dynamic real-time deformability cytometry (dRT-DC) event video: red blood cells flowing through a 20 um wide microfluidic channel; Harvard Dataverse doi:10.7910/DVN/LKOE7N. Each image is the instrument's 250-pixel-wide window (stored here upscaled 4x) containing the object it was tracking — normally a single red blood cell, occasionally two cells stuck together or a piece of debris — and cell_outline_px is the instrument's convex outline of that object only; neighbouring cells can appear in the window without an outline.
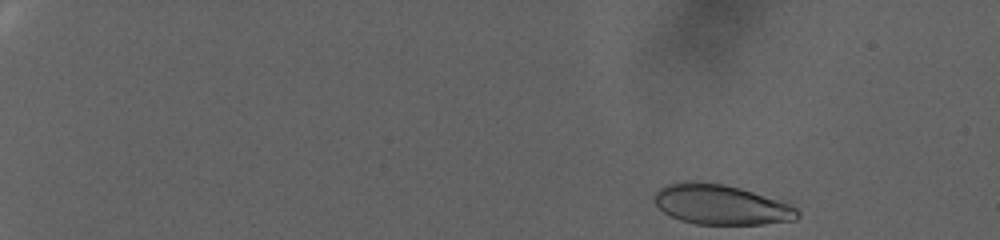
{"species": "human", "species_latin": "Homo sapiens", "temperature_condition": "warm", "stored_images_in_passage": 89, "camera_frame_rate_fps": 3000, "um_per_image_px": 0.085, "donor": {"sex": "female"}, "frame": {"image": 1, "passage_image": 1, "time_ms": 0.0, "image_size_px": [1000, 240], "cell_outline_px": [[800, 216], [796, 220], [764, 224], [696, 224], [680, 220], [664, 212], [652, 200], [656, 192], [660, 188], [668, 184], [684, 180], [696, 180], [724, 184], [792, 200], [800, 212]], "centroid_in_image_um": [61.42, 17.37], "position_along_channel_um": 23.6, "area_um2": 34.56}}
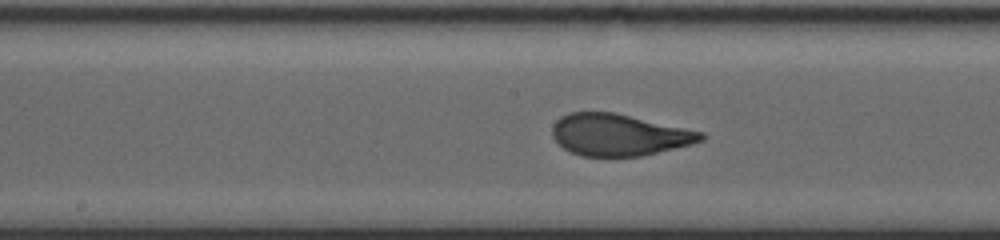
{"frame": {"image": 2, "passage_image": 48, "time_ms": 15.667, "image_size_px": [1000, 240], "cell_outline_px": [[704, 140], [692, 144], [640, 156], [580, 156], [568, 152], [552, 136], [552, 124], [560, 116], [568, 112], [612, 112], [704, 132]], "centroid_in_image_um": [52.57, 11.46], "position_along_channel_um": 195.6, "area_um2": 36.07}}
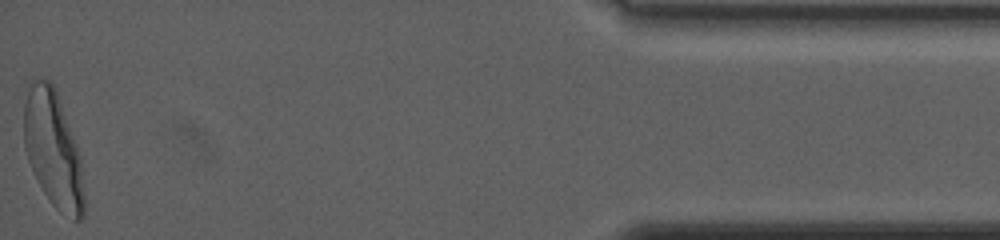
{"frame": {"image": 3, "passage_image": 89, "time_ms": 29.333, "image_size_px": [1000, 240], "cell_outline_px": [[84, 216], [80, 220], [72, 220], [60, 212], [52, 204], [44, 192], [28, 160], [24, 148], [24, 104], [32, 80], [36, 76], [52, 80], [56, 88], [80, 156], [84, 196]], "centroid_in_image_um": [4.51, 12.66], "position_along_channel_um": 430.7, "area_um2": 40.75}, "authors_computed_cell_mechanics": {"area_um2": 36.414, "velocity_mm_per_s": 2.186, "shape_relaxation_time_tau1_ms": 7.5917, "shape_relaxation_time_tau2_ms": null, "deformation_change_tau1": 0.2301, "deformation_change_tau2": null}}